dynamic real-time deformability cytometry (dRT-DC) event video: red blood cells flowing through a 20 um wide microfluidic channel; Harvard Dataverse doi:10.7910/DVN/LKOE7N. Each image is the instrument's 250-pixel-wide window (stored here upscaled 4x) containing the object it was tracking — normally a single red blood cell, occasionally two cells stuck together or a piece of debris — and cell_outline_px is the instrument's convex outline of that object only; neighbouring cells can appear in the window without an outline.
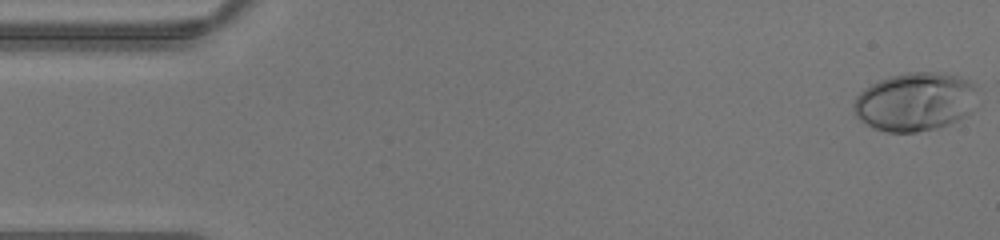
{"species": "human", "species_latin": "Homo sapiens", "temperature_condition": "warm", "stored_images_in_passage": 43, "camera_frame_rate_fps": 3000, "um_per_image_px": 0.085, "donor": {"sex": "male"}, "frame": {"image": 1, "passage_image": 1, "time_ms": 0.0, "image_size_px": [1000, 240], "cell_outline_px": [[980, 104], [972, 112], [948, 124], [936, 128], [916, 132], [888, 132], [876, 128], [860, 120], [856, 116], [852, 108], [852, 104], [856, 96], [864, 88], [880, 80], [892, 76], [908, 72], [936, 72], [956, 76], [968, 80], [976, 84]], "centroid_in_image_um": [77.84, 8.64], "position_along_channel_um": 7.2, "area_um2": 42.66}}
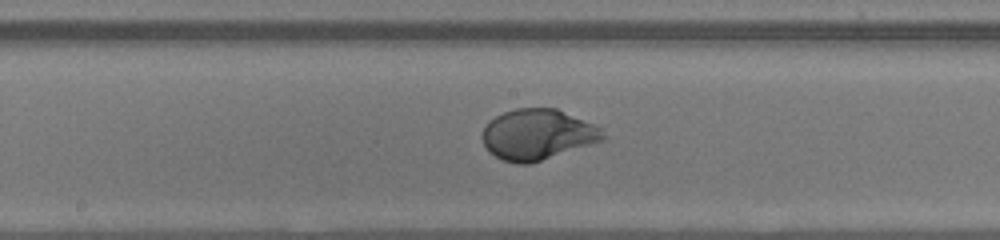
{"frame": {"image": 2, "passage_image": 22, "time_ms": 7.0, "image_size_px": [1000, 240], "cell_outline_px": [[604, 140], [528, 164], [516, 164], [504, 160], [488, 152], [480, 136], [488, 120], [504, 112], [516, 108], [556, 108], [592, 124], [600, 128], [604, 136]], "centroid_in_image_um": [45.63, 11.43], "position_along_channel_um": 202.6, "area_um2": 35.26}}
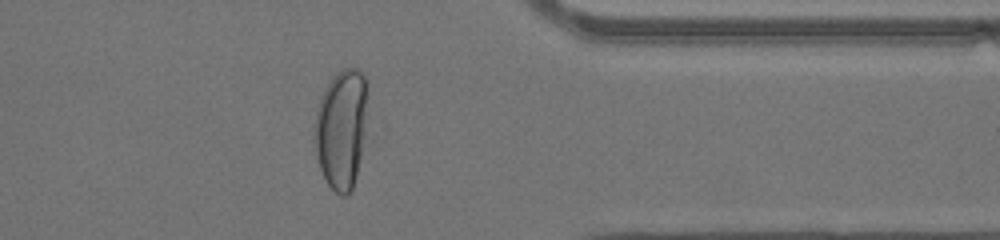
{"frame": {"image": 3, "passage_image": 34, "time_ms": 11.0, "image_size_px": [1000, 240], "cell_outline_px": [[372, 136], [352, 188], [348, 196], [340, 196], [328, 184], [320, 168], [312, 140], [316, 112], [324, 88], [332, 76], [336, 72], [344, 68], [360, 68], [368, 80]], "centroid_in_image_um": [29.16, 10.92], "position_along_channel_um": 382.2, "area_um2": 40.23}}